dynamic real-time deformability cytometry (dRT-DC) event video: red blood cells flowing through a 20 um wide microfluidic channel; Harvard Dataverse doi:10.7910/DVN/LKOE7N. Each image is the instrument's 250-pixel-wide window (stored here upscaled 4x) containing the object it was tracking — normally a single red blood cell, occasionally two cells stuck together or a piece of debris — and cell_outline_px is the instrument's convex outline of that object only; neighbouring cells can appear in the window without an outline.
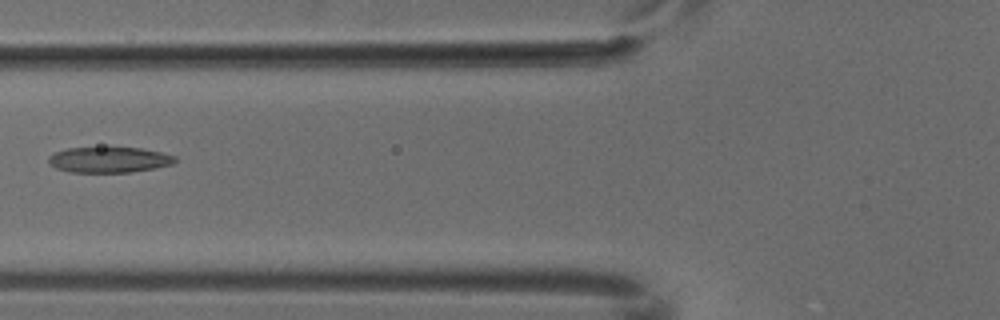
{"species": "common noctule bat (a hibernating species)", "species_latin": "Nyctalus noctula", "temperature_condition": "cold", "stored_images_in_passage": 7, "camera_frame_rate_fps": 3000, "um_per_image_px": 0.085, "animal": {"sex": "male", "body_mass_g": 18.8}, "frame": {"image": 1, "passage_image": 7, "time_ms": 2.0, "image_size_px": [1000, 320], "cell_outline_px": [[176, 160], [172, 164], [156, 168], [132, 172], [72, 172], [56, 168], [48, 160], [48, 156], [56, 152], [68, 148], [140, 148], [160, 152], [176, 156]], "centroid_in_image_um": [9.3, 13.58], "position_along_channel_um": 116.5, "area_um2": 18.67}}